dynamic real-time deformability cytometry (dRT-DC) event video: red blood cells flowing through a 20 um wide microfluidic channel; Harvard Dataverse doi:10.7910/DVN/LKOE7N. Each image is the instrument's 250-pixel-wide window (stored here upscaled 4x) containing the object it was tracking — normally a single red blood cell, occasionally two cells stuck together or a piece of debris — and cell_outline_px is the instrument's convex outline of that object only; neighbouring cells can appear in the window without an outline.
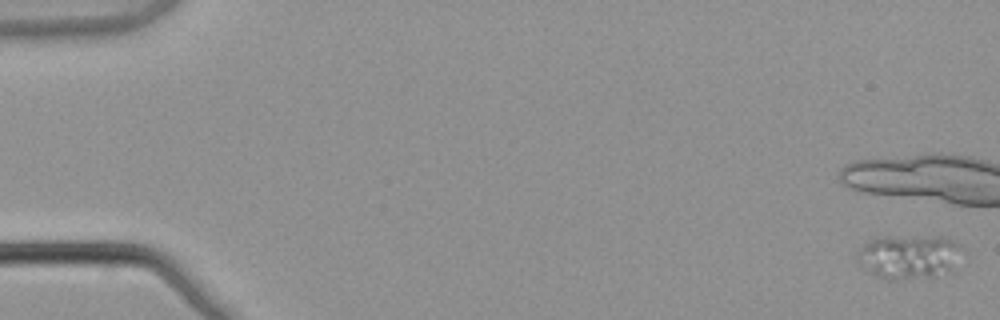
{"species": "common noctule bat (a hibernating species)", "species_latin": "Nyctalus noctula", "temperature_condition": "warm", "stored_images_in_passage": 6, "camera_frame_rate_fps": 3000, "um_per_image_px": 0.085, "animal": {"sex": "male", "body_mass_g": 21.5, "forearm_length_mm": 52.0}, "frame": {"image": 1, "passage_image": 1, "time_ms": 0.0, "image_size_px": [1000, 320], "cell_outline_px": [[964, 248], [952, 272], [932, 276], [892, 280], [888, 280], [876, 276], [860, 264], [856, 260], [856, 252], [872, 236], [940, 236], [952, 240], [960, 244]], "centroid_in_image_um": [77.26, 21.79], "position_along_channel_um": 7.7, "area_um2": 27.57}}